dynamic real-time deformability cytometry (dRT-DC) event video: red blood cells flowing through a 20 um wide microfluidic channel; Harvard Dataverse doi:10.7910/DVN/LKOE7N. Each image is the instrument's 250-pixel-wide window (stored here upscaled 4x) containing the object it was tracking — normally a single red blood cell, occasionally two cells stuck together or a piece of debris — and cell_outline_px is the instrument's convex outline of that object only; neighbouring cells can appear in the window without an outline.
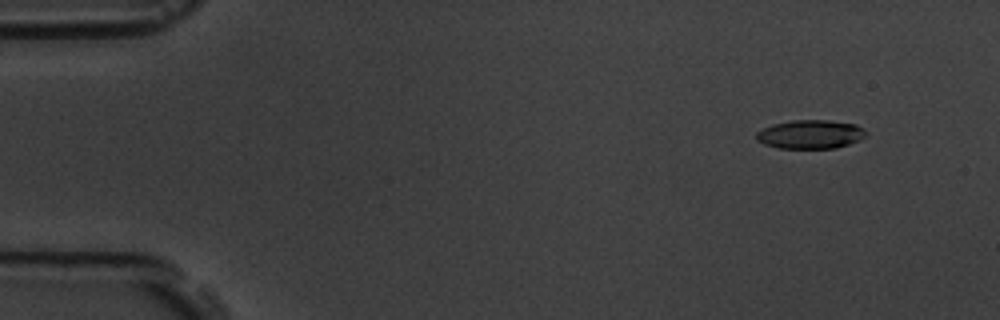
{"species": "common noctule bat (a hibernating species)", "species_latin": "Nyctalus noctula", "temperature_condition": "room temperature", "stored_images_in_passage": 6, "camera_frame_rate_fps": 3000, "um_per_image_px": 0.085, "animal": {"sex": "male", "body_mass_g": 19.5, "forearm_length_mm": 54.6}, "frame": {"image": 1, "passage_image": 2, "time_ms": 1.0, "image_size_px": [1000, 320], "cell_outline_px": [[864, 136], [860, 140], [836, 148], [780, 148], [764, 144], [756, 140], [756, 132], [772, 124], [792, 120], [828, 120], [856, 124], [864, 128]], "centroid_in_image_um": [68.86, 11.41], "position_along_channel_um": 16.1, "area_um2": 18.32}}
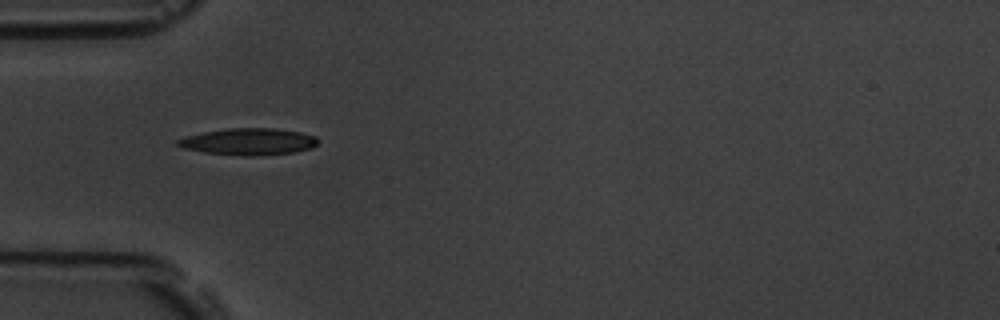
{"frame": {"image": 2, "passage_image": 5, "time_ms": 5.333, "image_size_px": [1000, 320], "cell_outline_px": [[316, 144], [312, 148], [296, 152], [256, 156], [244, 156], [204, 152], [184, 148], [176, 144], [176, 140], [184, 136], [204, 132], [228, 128], [276, 128], [300, 132], [316, 136]], "centroid_in_image_um": [21.13, 12.04], "position_along_channel_um": 63.9, "area_um2": 21.91}}
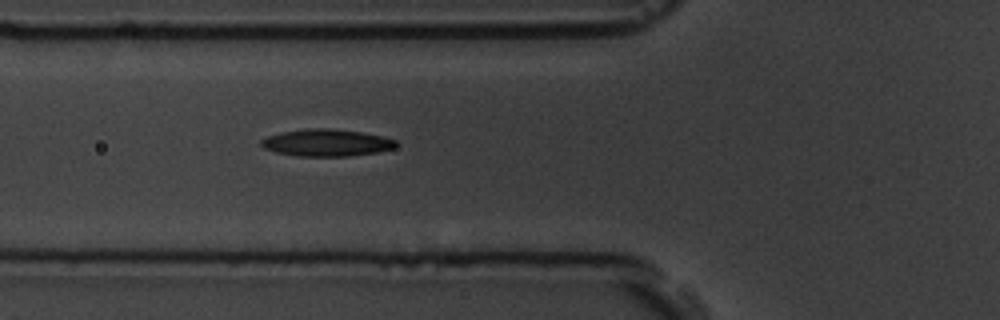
{"frame": {"image": 3, "passage_image": 6, "time_ms": 6.333, "image_size_px": [1000, 320], "cell_outline_px": [[396, 148], [376, 152], [348, 156], [296, 156], [276, 152], [264, 148], [260, 144], [260, 140], [268, 136], [280, 132], [308, 128], [328, 128], [360, 132], [384, 136], [396, 140]], "centroid_in_image_um": [27.74, 12.13], "position_along_channel_um": 98.1, "area_um2": 21.27}}